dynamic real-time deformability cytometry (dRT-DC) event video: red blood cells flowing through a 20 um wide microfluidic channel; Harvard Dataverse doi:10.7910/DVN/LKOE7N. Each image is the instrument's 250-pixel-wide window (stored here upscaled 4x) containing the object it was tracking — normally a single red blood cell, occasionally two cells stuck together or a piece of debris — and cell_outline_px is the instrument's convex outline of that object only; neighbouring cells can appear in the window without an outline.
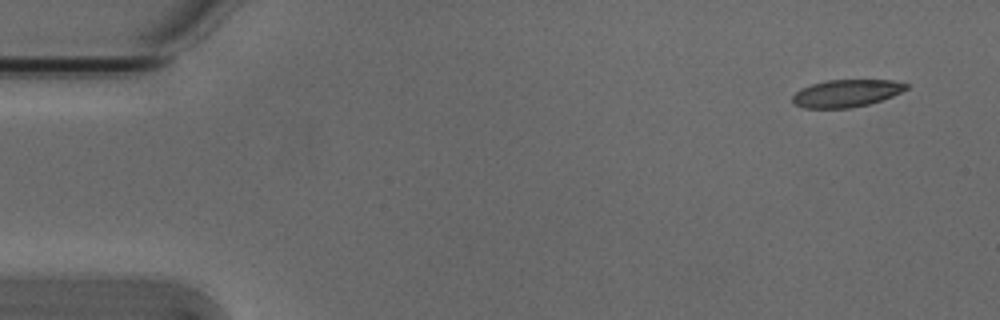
{"species": "Egyptian fruit bat (a non-hibernating species)", "species_latin": "Rousettus aegyptiacus", "temperature_condition": "cold", "stored_images_in_passage": 5, "camera_frame_rate_fps": 3000, "um_per_image_px": 0.085, "animal": {"sex": "male"}, "frame": {"image": 1, "passage_image": 1, "time_ms": 0.0, "image_size_px": [1000, 320], "cell_outline_px": [[908, 88], [892, 96], [868, 104], [848, 108], [804, 108], [796, 104], [792, 100], [792, 96], [800, 88], [812, 84], [828, 80], [892, 80], [908, 84]], "centroid_in_image_um": [71.92, 7.92], "position_along_channel_um": 13.1, "area_um2": 17.98}}
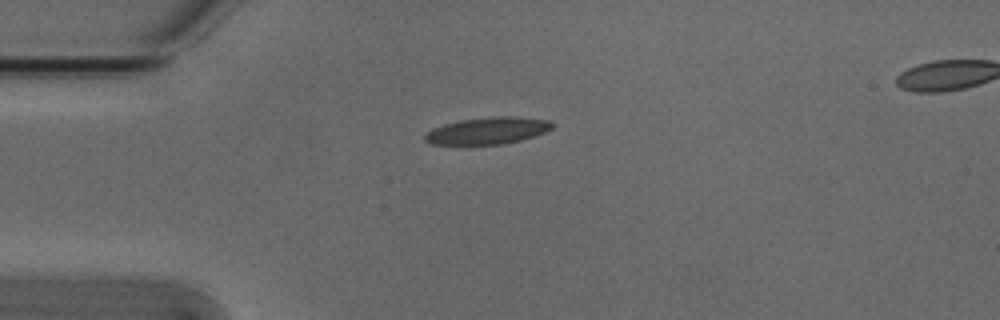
{"frame": {"image": 2, "passage_image": 4, "time_ms": 1.0, "image_size_px": [1000, 320], "cell_outline_px": [[556, 124], [552, 128], [544, 132], [520, 140], [504, 144], [432, 144], [424, 140], [424, 136], [432, 128], [444, 124], [460, 120], [492, 116], [512, 116], [548, 120]], "centroid_in_image_um": [41.45, 11.1], "position_along_channel_um": 43.5, "area_um2": 19.83}}